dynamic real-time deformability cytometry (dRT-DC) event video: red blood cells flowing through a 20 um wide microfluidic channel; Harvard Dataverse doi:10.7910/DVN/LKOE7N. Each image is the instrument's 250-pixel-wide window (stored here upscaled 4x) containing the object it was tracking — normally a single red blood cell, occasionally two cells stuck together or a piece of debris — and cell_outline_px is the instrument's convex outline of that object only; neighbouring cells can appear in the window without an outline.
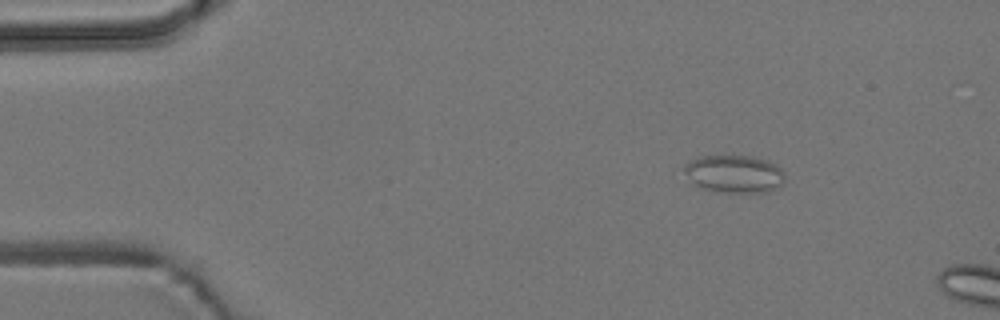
{"species": "common noctule bat (a hibernating species)", "species_latin": "Nyctalus noctula", "temperature_condition": "room temperature", "stored_images_in_passage": 2, "camera_frame_rate_fps": 3000, "um_per_image_px": 0.085, "animal": {"sex": "male", "body_mass_g": 19.2, "forearm_length_mm": 51.8}, "frame": {"image": 1, "passage_image": 1, "time_ms": 0.0, "image_size_px": [1000, 320], "cell_outline_px": [[784, 180], [776, 188], [768, 192], [716, 192], [692, 184], [680, 168], [684, 164], [700, 156], [748, 156], [768, 160], [776, 164], [784, 172]], "centroid_in_image_um": [62.37, 14.78], "position_along_channel_um": 22.6, "area_um2": 22.31}}